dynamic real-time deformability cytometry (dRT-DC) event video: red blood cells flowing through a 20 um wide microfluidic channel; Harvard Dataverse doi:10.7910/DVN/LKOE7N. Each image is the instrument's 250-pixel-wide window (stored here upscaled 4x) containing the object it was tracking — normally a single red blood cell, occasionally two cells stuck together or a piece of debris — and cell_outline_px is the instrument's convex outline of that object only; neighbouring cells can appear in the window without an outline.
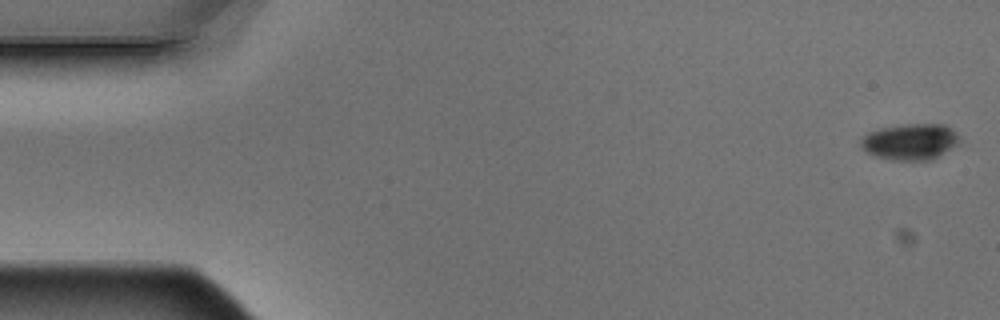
{"species": "Egyptian fruit bat (a non-hibernating species)", "species_latin": "Rousettus aegyptiacus", "temperature_condition": "warm", "stored_images_in_passage": 5, "segment_of_instrument_passage": [2, 2], "camera_frame_rate_fps": 3000, "um_per_image_px": 0.085, "animal": {"sex": "male"}, "frame": {"image": 1, "passage_image": 5, "time_ms": 1.333, "image_size_px": [1000, 320], "cell_outline_px": [[960, 140], [956, 144], [932, 160], [892, 160], [876, 156], [868, 152], [860, 144], [860, 140], [868, 132], [880, 128], [900, 124], [944, 124], [956, 132], [960, 136]], "centroid_in_image_um": [77.37, 12.03], "position_along_channel_um": 7.6, "area_um2": 20.69}}